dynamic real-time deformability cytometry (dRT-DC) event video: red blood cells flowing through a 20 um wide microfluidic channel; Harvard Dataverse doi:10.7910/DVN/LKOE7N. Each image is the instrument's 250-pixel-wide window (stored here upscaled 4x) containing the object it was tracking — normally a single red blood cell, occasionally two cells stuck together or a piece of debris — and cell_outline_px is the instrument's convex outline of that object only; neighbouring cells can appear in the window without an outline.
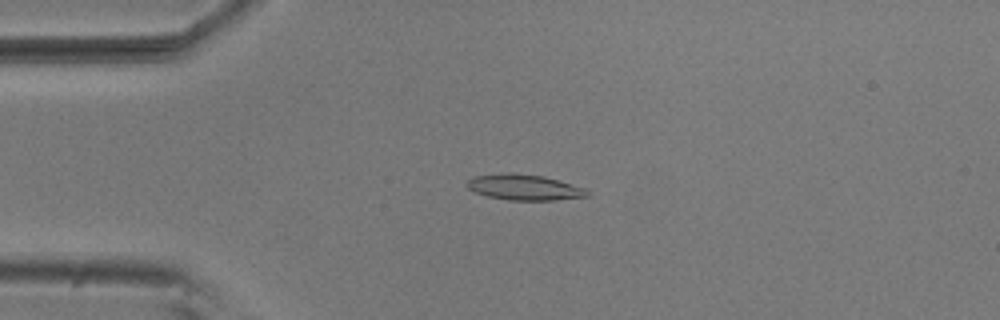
{"species": "common noctule bat (a hibernating species)", "species_latin": "Nyctalus noctula", "temperature_condition": "room temperature", "stored_images_in_passage": 54, "camera_frame_rate_fps": 3000, "um_per_image_px": 0.085, "animal": {"sex": "male", "body_mass_g": 20.5, "forearm_length_mm": 52.5}, "frame": {"image": 1, "passage_image": 13, "time_ms": 4.0, "image_size_px": [1000, 320], "cell_outline_px": [[588, 196], [556, 200], [508, 200], [488, 196], [476, 192], [468, 188], [464, 184], [472, 176], [508, 172], [512, 172], [544, 176], [584, 188], [588, 192]], "centroid_in_image_um": [44.51, 15.91], "position_along_channel_um": 40.5, "area_um2": 17.98}}
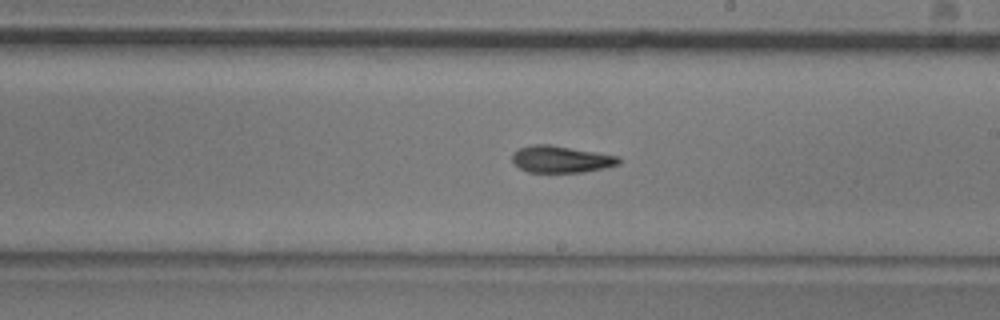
{"frame": {"image": 2, "passage_image": 31, "time_ms": 10.0, "image_size_px": [1000, 320], "cell_outline_px": [[620, 164], [608, 168], [584, 172], [528, 172], [520, 168], [512, 160], [512, 152], [520, 148], [532, 144], [548, 144], [620, 156]], "centroid_in_image_um": [47.72, 13.54], "position_along_channel_um": 241.3, "area_um2": 16.76}}
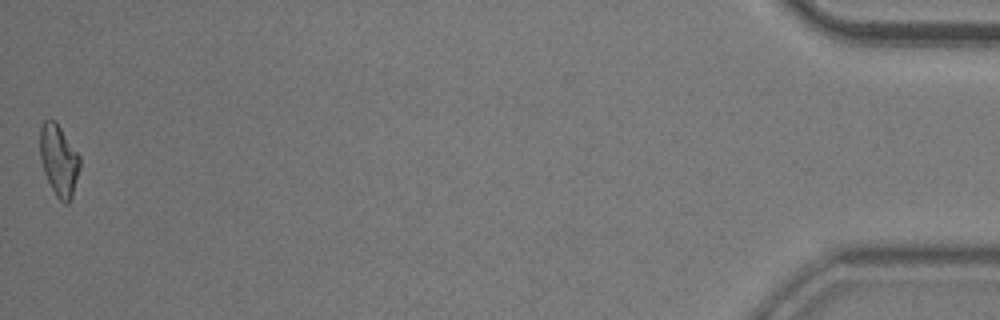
{"frame": {"image": 3, "passage_image": 54, "time_ms": 17.667, "image_size_px": [1000, 320], "cell_outline_px": [[80, 168], [72, 196], [68, 204], [64, 204], [56, 196], [44, 172], [40, 160], [40, 128], [44, 120], [56, 120], [80, 156]], "centroid_in_image_um": [5.01, 13.61], "position_along_channel_um": 430.2, "area_um2": 16.59}, "authors_computed_cell_mechanics": {"area_um2": 16.9643, "velocity_mm_per_s": 3.7413, "shape_relaxation_time_tau1_ms": 5.8067, "shape_relaxation_time_tau2_ms": 3.9892, "deformation_change_tau1": 0.1521, "deformation_change_tau2": 0.1178}}